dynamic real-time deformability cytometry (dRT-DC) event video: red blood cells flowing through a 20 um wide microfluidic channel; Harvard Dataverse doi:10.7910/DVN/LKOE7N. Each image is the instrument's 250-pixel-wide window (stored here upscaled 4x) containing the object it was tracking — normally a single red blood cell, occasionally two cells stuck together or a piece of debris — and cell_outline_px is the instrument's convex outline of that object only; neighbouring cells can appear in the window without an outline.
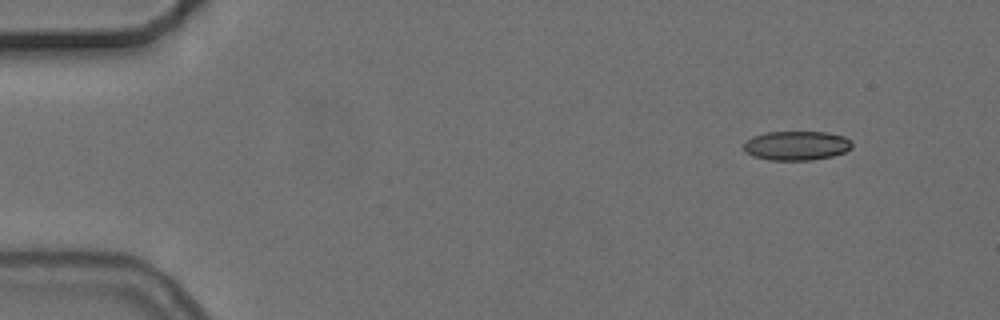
{"species": "common noctule bat (a hibernating species)", "species_latin": "Nyctalus noctula", "temperature_condition": "cold", "stored_images_in_passage": 4, "camera_frame_rate_fps": 3000, "um_per_image_px": 0.085, "animal": {"sex": "female", "body_mass_g": 24.6, "forearm_length_mm": 56.2}, "frame": {"image": 1, "passage_image": 1, "time_ms": 0.0, "image_size_px": [1000, 320], "cell_outline_px": [[852, 148], [844, 152], [832, 156], [812, 160], [768, 160], [752, 156], [744, 152], [744, 140], [752, 136], [768, 132], [828, 132], [844, 136], [852, 140]], "centroid_in_image_um": [67.69, 12.37], "position_along_channel_um": 17.3, "area_um2": 18.73}}
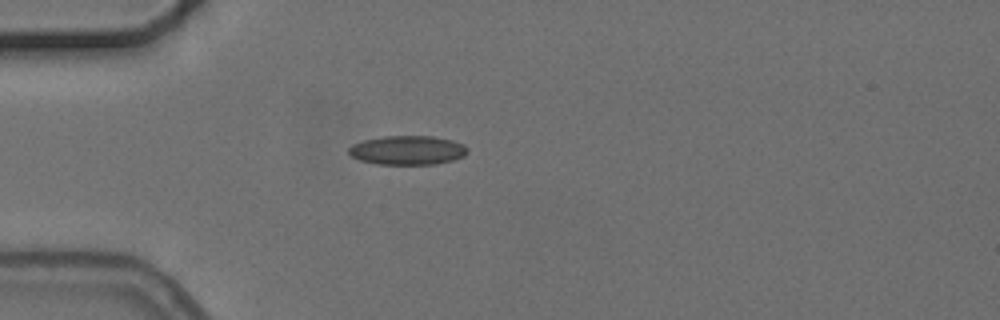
{"frame": {"image": 2, "passage_image": 4, "time_ms": 3.333, "image_size_px": [1000, 320], "cell_outline_px": [[468, 152], [464, 156], [452, 160], [436, 164], [376, 164], [360, 160], [352, 156], [348, 152], [348, 148], [352, 144], [364, 140], [384, 136], [432, 136], [452, 140], [464, 144], [468, 148]], "centroid_in_image_um": [34.65, 12.76], "position_along_channel_um": 50.4, "area_um2": 20.17}}